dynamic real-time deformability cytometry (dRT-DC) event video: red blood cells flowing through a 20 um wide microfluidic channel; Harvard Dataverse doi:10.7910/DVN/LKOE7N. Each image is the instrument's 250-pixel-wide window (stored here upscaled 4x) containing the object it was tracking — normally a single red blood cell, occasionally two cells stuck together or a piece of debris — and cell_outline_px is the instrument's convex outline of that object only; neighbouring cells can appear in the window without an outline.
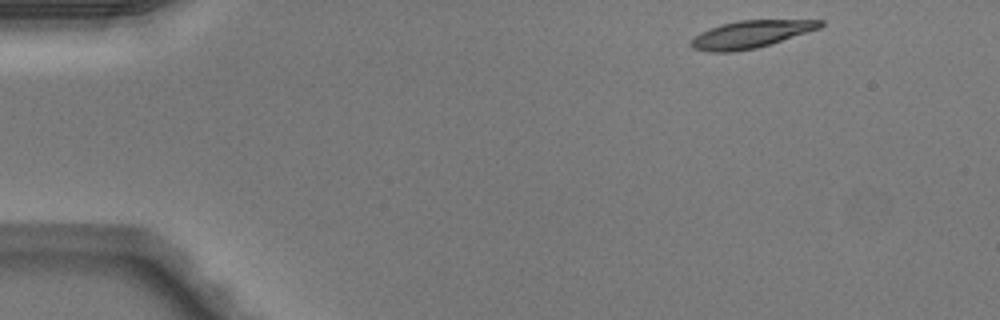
{"species": "Egyptian fruit bat (a non-hibernating species)", "species_latin": "Rousettus aegyptiacus", "temperature_condition": "warm", "stored_images_in_passage": 45, "camera_frame_rate_fps": 3000, "um_per_image_px": 0.085, "animal": {"sex": "male"}, "frame": {"image": 1, "passage_image": 1, "time_ms": 0.0, "image_size_px": [1000, 320], "cell_outline_px": [[824, 24], [820, 28], [756, 48], [732, 52], [712, 52], [692, 48], [688, 44], [700, 32], [720, 24], [740, 20], [824, 20]], "centroid_in_image_um": [63.79, 2.91], "position_along_channel_um": 21.2, "area_um2": 20.4}}
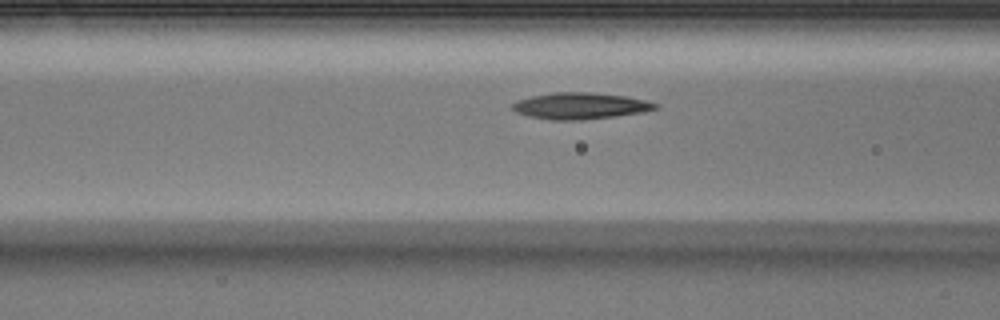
{"frame": {"image": 2, "passage_image": 15, "time_ms": 4.667, "image_size_px": [1000, 320], "cell_outline_px": [[660, 108], [644, 112], [616, 116], [580, 120], [548, 120], [528, 116], [516, 112], [512, 108], [512, 104], [516, 100], [532, 96], [556, 92], [592, 92], [624, 96], [644, 100], [660, 104]], "centroid_in_image_um": [49.33, 9.0], "position_along_channel_um": 117.3, "area_um2": 22.14}}
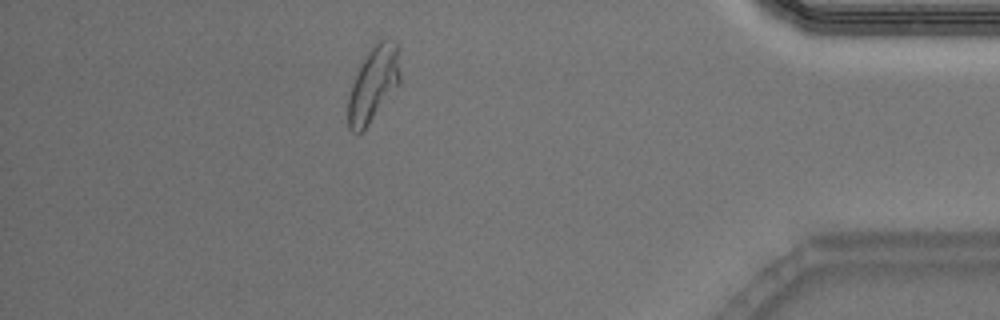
{"frame": {"image": 3, "passage_image": 39, "time_ms": 12.667, "image_size_px": [1000, 320], "cell_outline_px": [[400, 84], [368, 124], [360, 132], [352, 132], [348, 128], [348, 96], [356, 72], [364, 56], [380, 40], [388, 36], [400, 48]], "centroid_in_image_um": [31.76, 7.09], "position_along_channel_um": 403.4, "area_um2": 22.89}, "authors_computed_cell_mechanics": {"area_um2": 21.4438, "velocity_mm_per_s": 4.0693, "shape_relaxation_time_tau1_ms": 4.6876, "shape_relaxation_time_tau2_ms": 2.6637, "deformation_change_tau1": 0.1792, "deformation_change_tau2": 0.0974}}